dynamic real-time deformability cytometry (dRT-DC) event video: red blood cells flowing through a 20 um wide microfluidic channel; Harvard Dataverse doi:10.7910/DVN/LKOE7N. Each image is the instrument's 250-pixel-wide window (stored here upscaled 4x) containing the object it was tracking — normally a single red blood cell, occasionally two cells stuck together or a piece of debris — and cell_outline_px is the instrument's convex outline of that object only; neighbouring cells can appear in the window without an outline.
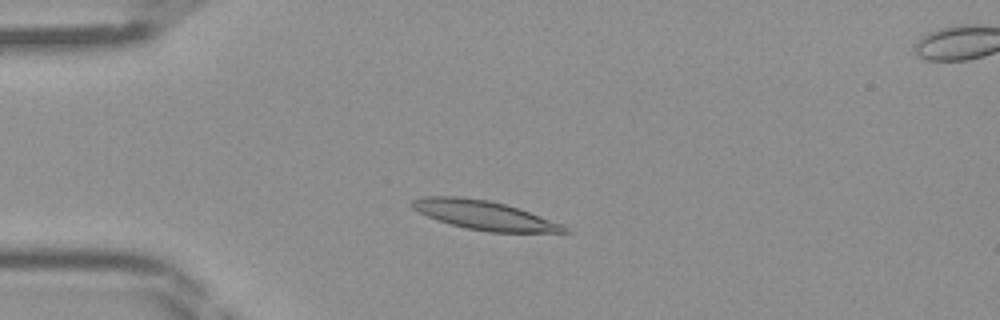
{"species": "Egyptian fruit bat (a non-hibernating species)", "species_latin": "Rousettus aegyptiacus", "temperature_condition": "room temperature", "stored_images_in_passage": 36, "camera_frame_rate_fps": 3000, "um_per_image_px": 0.085, "frame": {"image": 1, "passage_image": 8, "time_ms": 2.333, "image_size_px": [1000, 320], "cell_outline_px": [[572, 232], [488, 232], [468, 228], [452, 224], [428, 216], [412, 208], [408, 204], [412, 200], [424, 196], [460, 196], [488, 200], [504, 204], [528, 212], [560, 224], [568, 228]], "centroid_in_image_um": [41.1, 18.28], "position_along_channel_um": 43.9, "area_um2": 25.2}}
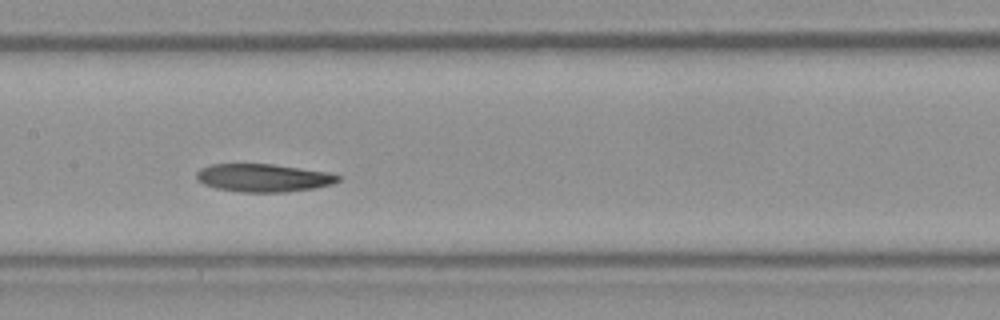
{"frame": {"image": 2, "passage_image": 19, "time_ms": 6.0, "image_size_px": [1000, 320], "cell_outline_px": [[340, 180], [332, 184], [316, 188], [284, 192], [240, 192], [216, 188], [204, 184], [196, 180], [196, 172], [200, 168], [212, 164], [272, 164], [328, 172], [340, 176]], "centroid_in_image_um": [22.37, 15.12], "position_along_channel_um": 185.0, "area_um2": 23.12}}
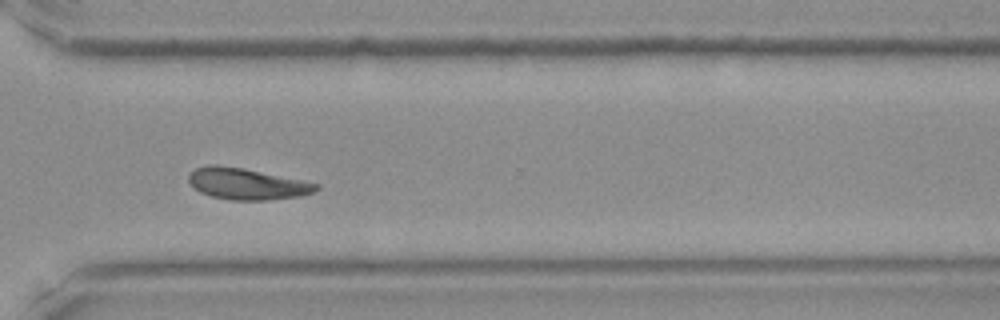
{"frame": {"image": 3, "passage_image": 30, "time_ms": 9.667, "image_size_px": [1000, 320], "cell_outline_px": [[320, 188], [312, 192], [300, 196], [268, 200], [228, 200], [212, 196], [200, 192], [188, 180], [188, 172], [196, 168], [208, 164], [216, 164], [244, 168], [320, 184]], "centroid_in_image_um": [20.96, 15.62], "position_along_channel_um": 349.6, "area_um2": 23.29}}